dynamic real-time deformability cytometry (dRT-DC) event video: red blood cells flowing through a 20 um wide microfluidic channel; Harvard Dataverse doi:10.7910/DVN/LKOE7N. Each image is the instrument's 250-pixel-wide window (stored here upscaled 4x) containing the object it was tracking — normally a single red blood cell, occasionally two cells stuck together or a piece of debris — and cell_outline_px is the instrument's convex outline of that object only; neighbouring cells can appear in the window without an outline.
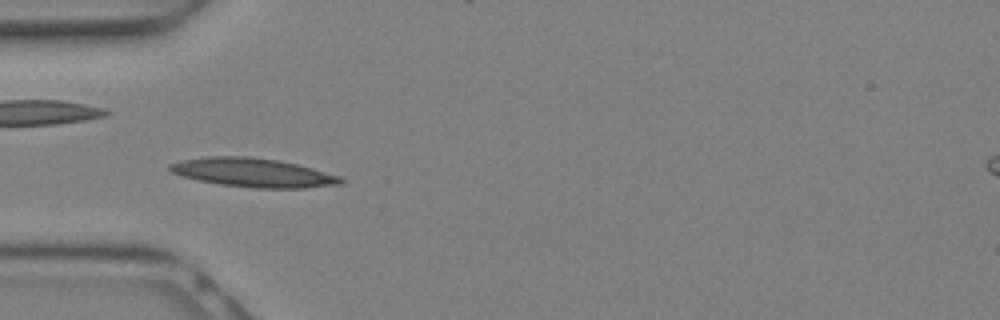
{"species": "Egyptian fruit bat (a non-hibernating species)", "species_latin": "Rousettus aegyptiacus", "temperature_condition": "warm", "stored_images_in_passage": 9, "camera_frame_rate_fps": 3000, "um_per_image_px": 0.085, "animal": {"sex": "female"}, "frame": {"image": 1, "passage_image": 3, "time_ms": 0.667, "image_size_px": [1000, 320], "cell_outline_px": [[344, 180], [340, 184], [304, 188], [256, 188], [220, 184], [196, 180], [172, 172], [168, 168], [168, 164], [184, 160], [208, 156], [248, 156], [280, 160], [312, 168], [340, 176]], "centroid_in_image_um": [21.51, 14.67], "position_along_channel_um": 63.5, "area_um2": 28.61}}
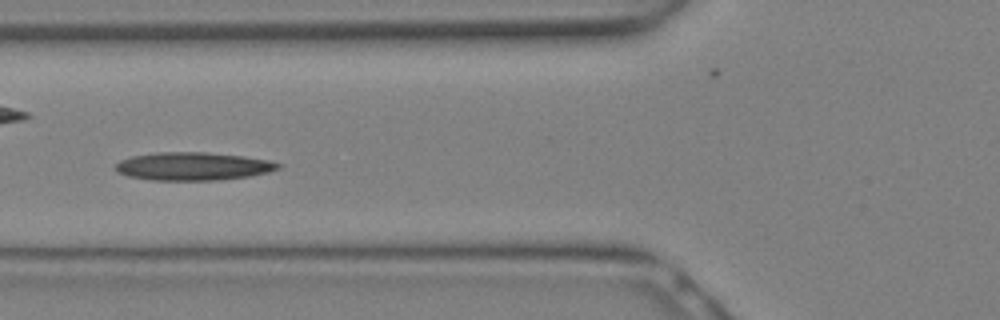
{"frame": {"image": 2, "passage_image": 5, "time_ms": 1.333, "image_size_px": [1000, 320], "cell_outline_px": [[284, 164], [280, 168], [268, 172], [248, 176], [216, 180], [148, 180], [128, 176], [116, 172], [112, 168], [120, 160], [132, 156], [156, 152], [208, 152], [244, 156], [268, 160]], "centroid_in_image_um": [16.37, 14.13], "position_along_channel_um": 109.4, "area_um2": 26.82}}
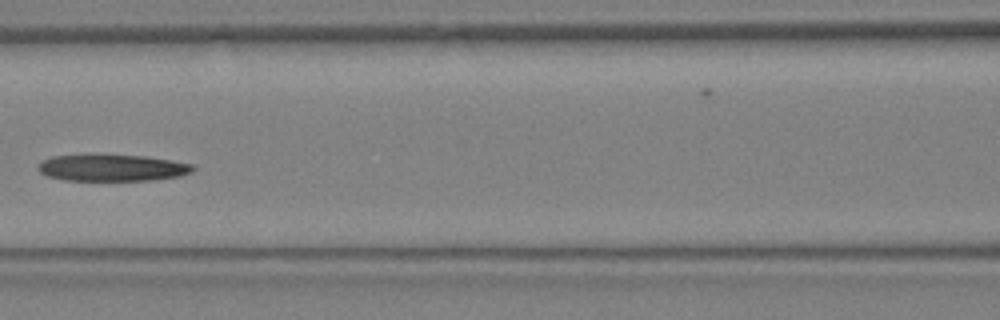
{"frame": {"image": 3, "passage_image": 7, "time_ms": 2.0, "image_size_px": [1000, 320], "cell_outline_px": [[196, 168], [192, 172], [180, 176], [152, 180], [64, 180], [48, 176], [40, 172], [36, 168], [36, 164], [40, 160], [52, 156], [84, 152], [104, 152], [148, 156], [172, 160], [192, 164]], "centroid_in_image_um": [9.46, 14.2], "position_along_channel_um": 157.1, "area_um2": 25.49}}